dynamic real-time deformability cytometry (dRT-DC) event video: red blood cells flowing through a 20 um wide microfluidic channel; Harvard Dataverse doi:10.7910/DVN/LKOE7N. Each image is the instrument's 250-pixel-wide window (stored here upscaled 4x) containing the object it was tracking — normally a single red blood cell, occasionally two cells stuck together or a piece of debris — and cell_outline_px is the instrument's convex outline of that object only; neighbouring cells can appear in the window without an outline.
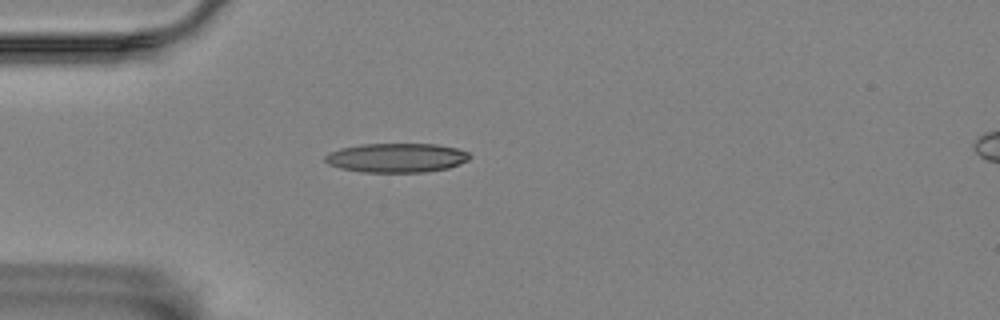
{"species": "Egyptian fruit bat (a non-hibernating species)", "species_latin": "Rousettus aegyptiacus", "temperature_condition": "room temperature", "stored_images_in_passage": 4, "camera_frame_rate_fps": 3000, "um_per_image_px": 0.085, "animal": {"sex": "female"}, "frame": {"image": 1, "passage_image": 4, "time_ms": 4.333, "image_size_px": [1000, 320], "cell_outline_px": [[472, 156], [468, 160], [460, 164], [448, 168], [424, 172], [360, 172], [340, 168], [328, 164], [324, 160], [324, 156], [328, 152], [340, 148], [364, 144], [436, 144], [456, 148], [468, 152]], "centroid_in_image_um": [33.69, 13.41], "position_along_channel_um": 51.3, "area_um2": 24.74}}